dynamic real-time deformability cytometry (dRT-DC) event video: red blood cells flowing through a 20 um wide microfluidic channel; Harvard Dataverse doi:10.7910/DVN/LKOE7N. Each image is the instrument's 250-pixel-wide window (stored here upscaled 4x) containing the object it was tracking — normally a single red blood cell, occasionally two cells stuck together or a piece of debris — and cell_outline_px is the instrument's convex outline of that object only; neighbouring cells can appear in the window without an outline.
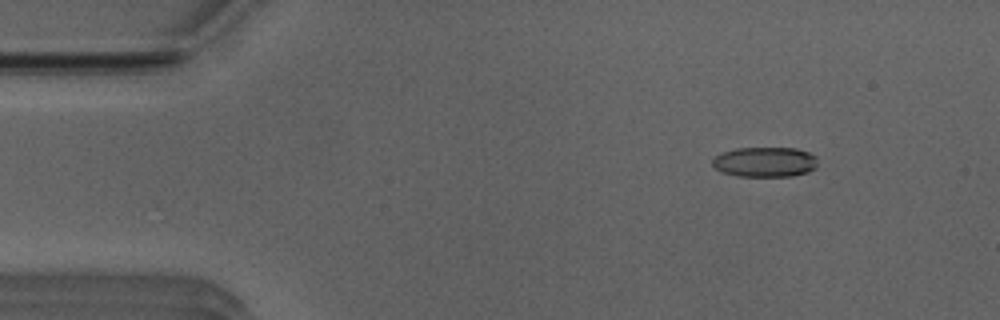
{"species": "Egyptian fruit bat (a non-hibernating species)", "species_latin": "Rousettus aegyptiacus", "temperature_condition": "room temperature", "stored_images_in_passage": 3, "camera_frame_rate_fps": 3000, "um_per_image_px": 0.085, "animal": {"sex": "male"}, "frame": {"image": 1, "passage_image": 1, "time_ms": 0.0, "image_size_px": [1000, 320], "cell_outline_px": [[816, 168], [808, 172], [792, 176], [736, 176], [720, 172], [712, 164], [712, 160], [716, 156], [724, 152], [736, 148], [796, 148], [808, 152], [816, 156]], "centroid_in_image_um": [65.02, 13.77], "position_along_channel_um": 20.0, "area_um2": 18.44}}